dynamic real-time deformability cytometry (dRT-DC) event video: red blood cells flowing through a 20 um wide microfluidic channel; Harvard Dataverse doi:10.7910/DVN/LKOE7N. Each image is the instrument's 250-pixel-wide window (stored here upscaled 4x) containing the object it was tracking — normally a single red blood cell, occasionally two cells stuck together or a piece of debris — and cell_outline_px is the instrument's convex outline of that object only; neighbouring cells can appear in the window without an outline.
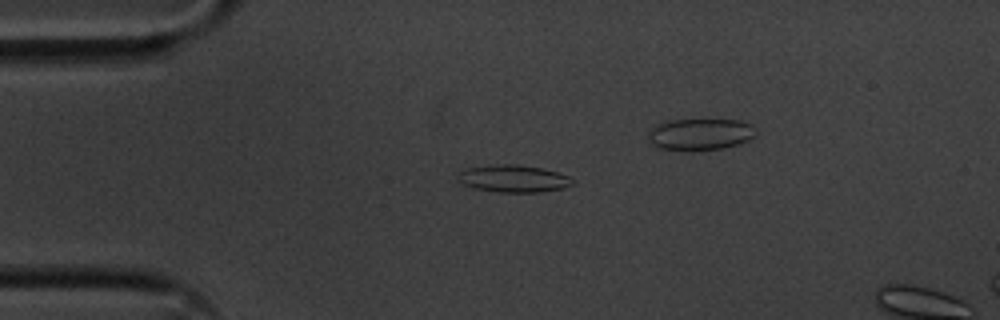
{"species": "common noctule bat (a hibernating species)", "species_latin": "Nyctalus noctula", "temperature_condition": "cold", "stored_images_in_passage": 16, "camera_frame_rate_fps": 3000, "um_per_image_px": 0.085, "animal": {"sex": "male", "body_mass_g": 20.1, "forearm_length_mm": 53.5}, "frame": {"image": 1, "passage_image": 12, "time_ms": 3.667, "image_size_px": [1000, 320], "cell_outline_px": [[576, 184], [564, 188], [540, 192], [500, 192], [476, 188], [464, 184], [456, 176], [460, 172], [468, 168], [496, 164], [516, 164], [540, 168], [556, 172], [568, 176], [576, 180]], "centroid_in_image_um": [43.71, 15.18], "position_along_channel_um": 41.3, "area_um2": 18.09}}